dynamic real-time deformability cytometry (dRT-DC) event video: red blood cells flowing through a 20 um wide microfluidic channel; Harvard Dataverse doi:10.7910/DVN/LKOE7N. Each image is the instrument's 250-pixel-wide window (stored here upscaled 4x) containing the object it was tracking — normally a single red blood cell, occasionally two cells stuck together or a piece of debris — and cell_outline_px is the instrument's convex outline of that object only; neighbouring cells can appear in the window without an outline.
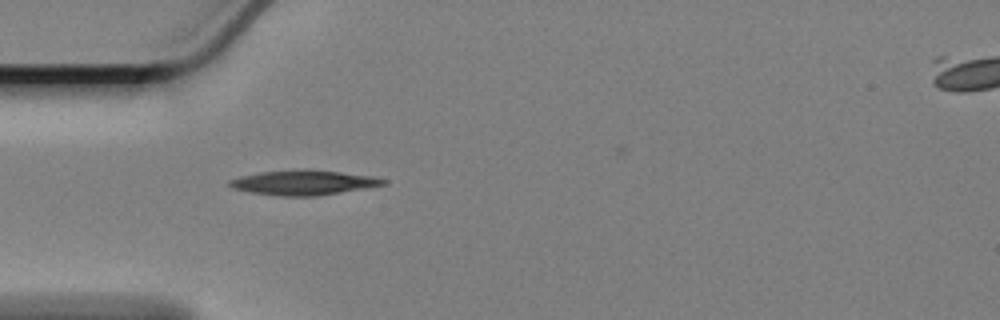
{"species": "Egyptian fruit bat (a non-hibernating species)", "species_latin": "Rousettus aegyptiacus", "temperature_condition": "cold", "stored_images_in_passage": 43, "camera_frame_rate_fps": 3000, "um_per_image_px": 0.085, "animal": {"sex": "female"}, "frame": {"image": 1, "passage_image": 1, "time_ms": 0.0, "image_size_px": [1000, 320], "cell_outline_px": [[388, 180], [384, 184], [340, 192], [316, 196], [280, 196], [252, 192], [232, 188], [228, 184], [228, 180], [240, 176], [260, 172], [300, 168], [308, 168], [372, 176]], "centroid_in_image_um": [25.74, 15.5], "position_along_channel_um": 59.3, "area_um2": 22.2}}
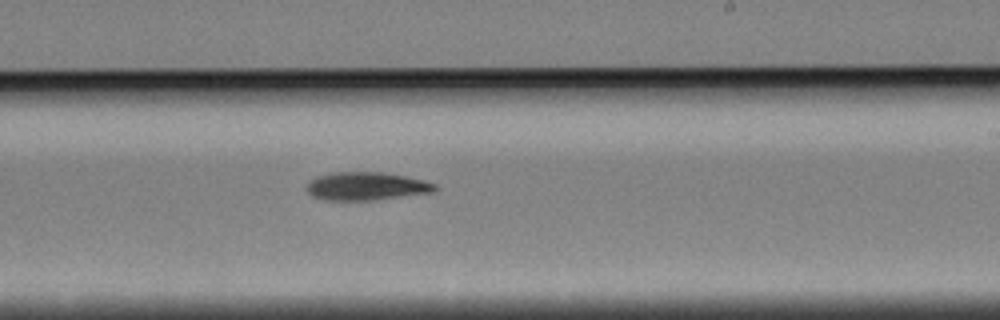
{"frame": {"image": 2, "passage_image": 19, "time_ms": 6.0, "image_size_px": [1000, 320], "cell_outline_px": [[436, 188], [432, 192], [372, 200], [324, 200], [312, 196], [308, 192], [308, 184], [316, 176], [336, 172], [384, 172], [424, 180], [436, 184]], "centroid_in_image_um": [31.13, 15.82], "position_along_channel_um": 257.9, "area_um2": 20.75}}
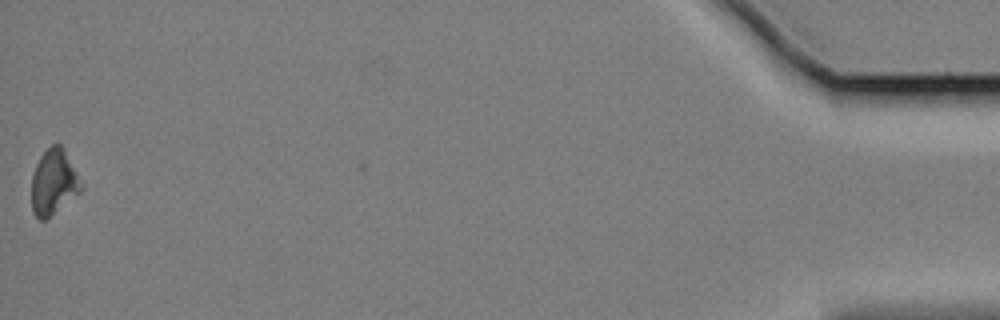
{"frame": {"image": 3, "passage_image": 43, "time_ms": 14.0, "image_size_px": [1000, 320], "cell_outline_px": [[84, 184], [80, 192], [44, 220], [40, 220], [32, 212], [32, 176], [36, 164], [40, 156], [52, 144], [60, 144], [64, 148]], "centroid_in_image_um": [4.58, 15.46], "position_along_channel_um": 430.6, "area_um2": 18.79}, "authors_computed_cell_mechanics": {"area_um2": 20.3456, "velocity_mm_per_s": 3.3432, "shape_relaxation_time_tau1_ms": 3.5851, "shape_relaxation_time_tau2_ms": null, "deformation_change_tau1": 0.0938, "deformation_change_tau2": null}}